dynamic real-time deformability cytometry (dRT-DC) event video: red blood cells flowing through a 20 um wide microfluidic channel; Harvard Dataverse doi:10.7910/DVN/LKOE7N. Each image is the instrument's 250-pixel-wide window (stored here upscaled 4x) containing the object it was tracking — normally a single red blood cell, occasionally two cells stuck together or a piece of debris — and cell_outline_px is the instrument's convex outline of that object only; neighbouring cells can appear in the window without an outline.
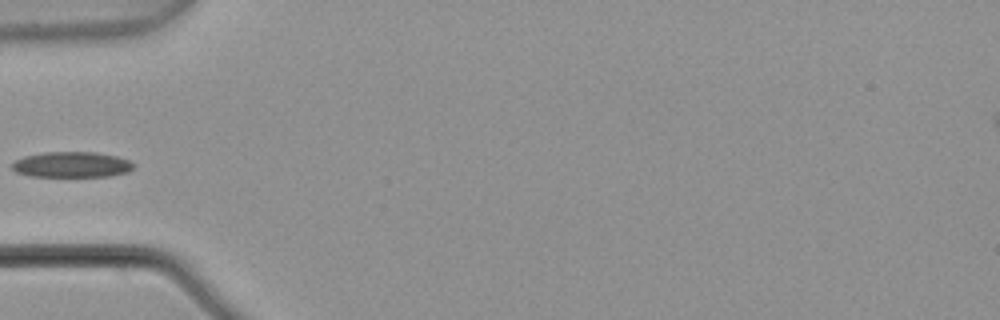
{"species": "common noctule bat (a hibernating species)", "species_latin": "Nyctalus noctula", "temperature_condition": "warm", "stored_images_in_passage": 4, "camera_frame_rate_fps": 3000, "um_per_image_px": 0.085, "animal": {"sex": "male", "body_mass_g": 21.5, "forearm_length_mm": 52.0}, "frame": {"image": 1, "passage_image": 4, "time_ms": 1.0, "image_size_px": [1000, 320], "cell_outline_px": [[136, 164], [128, 172], [108, 176], [28, 176], [16, 172], [12, 168], [12, 164], [16, 160], [24, 156], [44, 152], [96, 152], [116, 156], [128, 160]], "centroid_in_image_um": [6.1, 13.99], "position_along_channel_um": 78.9, "area_um2": 18.09}}